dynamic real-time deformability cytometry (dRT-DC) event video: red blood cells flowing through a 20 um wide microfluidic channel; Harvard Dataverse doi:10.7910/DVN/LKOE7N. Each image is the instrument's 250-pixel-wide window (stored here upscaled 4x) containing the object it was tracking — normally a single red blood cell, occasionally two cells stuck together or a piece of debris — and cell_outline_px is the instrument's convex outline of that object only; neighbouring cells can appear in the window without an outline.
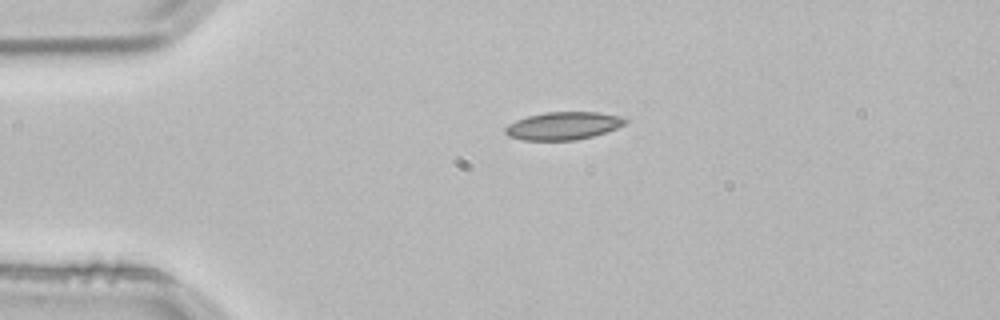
{"species": "common noctule bat (a hibernating species)", "species_latin": "Nyctalus noctula", "temperature_condition": "room temperature", "stored_images_in_passage": 3, "camera_frame_rate_fps": 3000, "um_per_image_px": 0.085, "animal": {"sex": "male", "body_mass_g": 21.5, "forearm_length_mm": 52.0}, "frame": {"image": 1, "passage_image": 2, "time_ms": 0.333, "image_size_px": [1000, 320], "cell_outline_px": [[628, 120], [624, 124], [616, 128], [592, 136], [576, 140], [524, 140], [508, 136], [504, 132], [504, 128], [508, 124], [516, 120], [528, 116], [544, 112], [596, 112], [620, 116]], "centroid_in_image_um": [47.83, 10.69], "position_along_channel_um": 37.2, "area_um2": 19.31}}